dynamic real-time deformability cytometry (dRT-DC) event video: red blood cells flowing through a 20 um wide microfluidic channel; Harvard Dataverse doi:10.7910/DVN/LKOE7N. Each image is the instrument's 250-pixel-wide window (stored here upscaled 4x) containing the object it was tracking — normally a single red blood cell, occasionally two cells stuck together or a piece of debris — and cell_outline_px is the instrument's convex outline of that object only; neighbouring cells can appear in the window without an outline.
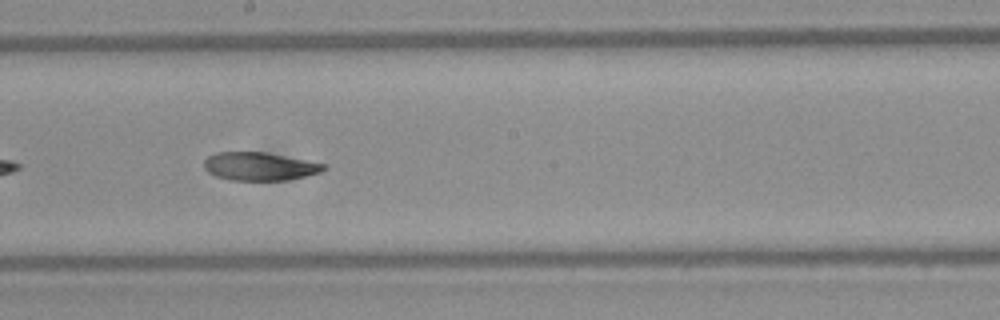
{"species": "Egyptian fruit bat (a non-hibernating species)", "species_latin": "Rousettus aegyptiacus", "temperature_condition": "warm", "stored_images_in_passage": 37, "camera_frame_rate_fps": 3000, "um_per_image_px": 0.085, "frame": {"image": 1, "passage_image": 16, "time_ms": 5.0, "image_size_px": [1000, 320], "cell_outline_px": [[328, 168], [320, 172], [288, 180], [228, 180], [216, 176], [208, 172], [204, 168], [204, 160], [208, 156], [216, 152], [264, 152], [324, 164]], "centroid_in_image_um": [22.02, 14.14], "position_along_channel_um": 226.2, "area_um2": 19.48}}
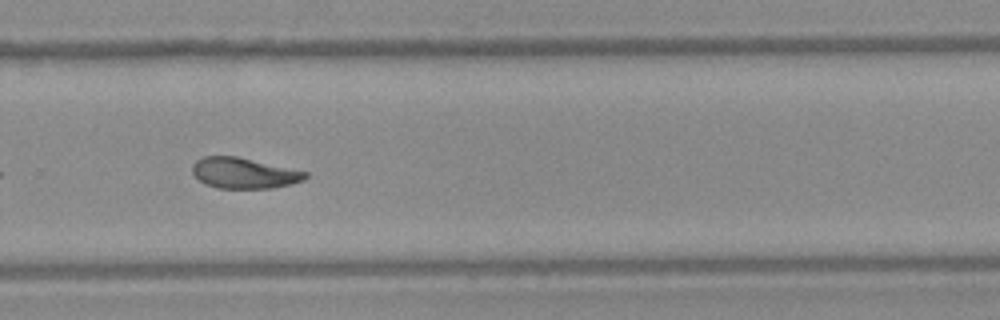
{"frame": {"image": 2, "passage_image": 22, "time_ms": 7.0, "image_size_px": [1000, 320], "cell_outline_px": [[308, 176], [304, 180], [292, 184], [272, 188], [216, 188], [204, 184], [192, 172], [192, 164], [196, 160], [204, 156], [236, 156], [308, 172]], "centroid_in_image_um": [20.73, 14.72], "position_along_channel_um": 309.1, "area_um2": 20.23}, "authors_computed_cell_mechanics": {"area_um2": 20.6346, "velocity_mm_per_s": 4.1553, "shape_relaxation_time_tau1_ms": 5.3748, "shape_relaxation_time_tau2_ms": 3.8832, "deformation_change_tau1": 0.168, "deformation_change_tau2": 0.1038}}